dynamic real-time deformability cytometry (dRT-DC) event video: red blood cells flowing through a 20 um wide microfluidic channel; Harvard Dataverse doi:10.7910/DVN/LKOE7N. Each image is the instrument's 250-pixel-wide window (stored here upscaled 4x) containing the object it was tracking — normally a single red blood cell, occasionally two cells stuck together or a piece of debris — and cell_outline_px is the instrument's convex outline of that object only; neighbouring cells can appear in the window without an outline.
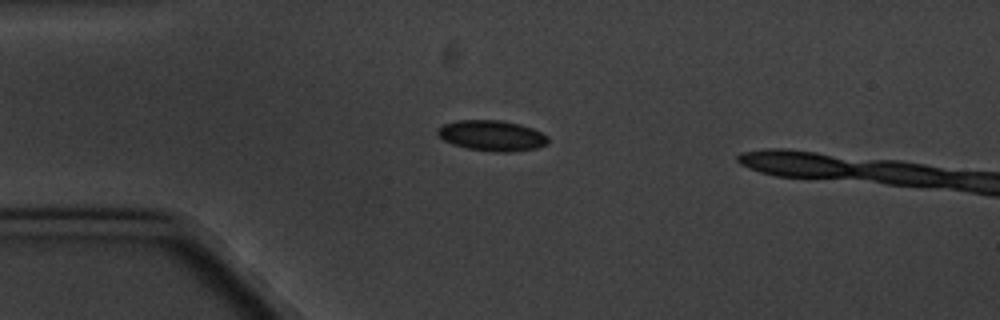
{"species": "common noctule bat (a hibernating species)", "species_latin": "Nyctalus noctula", "temperature_condition": "cold", "stored_images_in_passage": 8, "camera_frame_rate_fps": 3000, "um_per_image_px": 0.085, "animal": {"sex": "male", "body_mass_g": 20.1, "forearm_length_mm": 53.5}, "frame": {"image": 1, "passage_image": 4, "time_ms": 3.333, "image_size_px": [1000, 320], "cell_outline_px": [[548, 144], [536, 148], [508, 152], [496, 152], [468, 148], [452, 144], [444, 140], [436, 132], [444, 124], [456, 120], [500, 120], [520, 124], [532, 128], [548, 136]], "centroid_in_image_um": [41.83, 11.52], "position_along_channel_um": 43.2, "area_um2": 19.54}}